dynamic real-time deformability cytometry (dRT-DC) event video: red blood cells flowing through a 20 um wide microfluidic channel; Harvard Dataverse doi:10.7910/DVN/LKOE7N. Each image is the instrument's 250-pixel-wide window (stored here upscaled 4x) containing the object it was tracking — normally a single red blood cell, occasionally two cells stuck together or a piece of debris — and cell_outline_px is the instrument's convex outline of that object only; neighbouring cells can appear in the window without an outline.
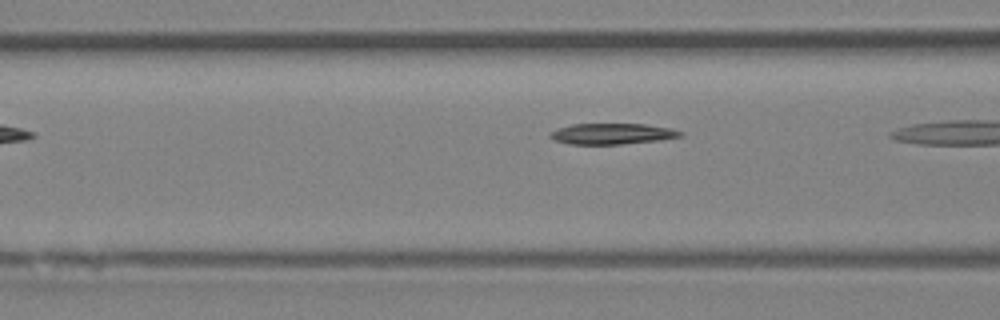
{"species": "Egyptian fruit bat (a non-hibernating species)", "species_latin": "Rousettus aegyptiacus", "temperature_condition": "room temperature", "stored_images_in_passage": 5, "camera_frame_rate_fps": 3000, "um_per_image_px": 0.085, "animal": {"sex": "female"}, "frame": {"image": 1, "passage_image": 5, "time_ms": 4.667, "image_size_px": [1000, 320], "cell_outline_px": [[684, 132], [680, 136], [660, 140], [620, 144], [568, 144], [556, 140], [548, 136], [548, 132], [556, 128], [572, 124], [644, 124], [668, 128]], "centroid_in_image_um": [51.96, 11.37], "position_along_channel_um": 114.6, "area_um2": 15.78}}